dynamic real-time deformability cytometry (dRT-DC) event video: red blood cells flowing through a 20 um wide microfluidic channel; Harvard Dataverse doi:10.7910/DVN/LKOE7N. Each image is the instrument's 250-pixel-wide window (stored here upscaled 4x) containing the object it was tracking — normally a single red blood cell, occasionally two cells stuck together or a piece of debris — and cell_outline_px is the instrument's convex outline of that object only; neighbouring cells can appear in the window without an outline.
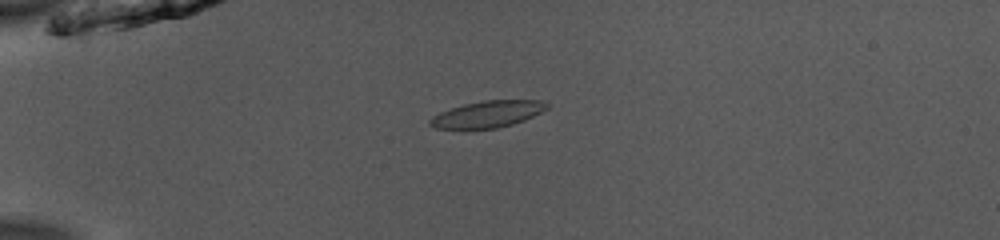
{"species": "common noctule bat (a hibernating species)", "species_latin": "Nyctalus noctula", "temperature_condition": "room temperature", "stored_images_in_passage": 43, "camera_frame_rate_fps": 3000, "um_per_image_px": 0.085, "animal": {"sex": "male", "body_mass_g": 13.0, "forearm_length_mm": 53.1}, "frame": {"image": 1, "passage_image": 5, "time_ms": 1.333, "image_size_px": [1000, 240], "cell_outline_px": [[548, 108], [524, 120], [512, 124], [496, 128], [436, 128], [428, 124], [428, 120], [432, 116], [440, 112], [464, 104], [484, 100], [540, 100], [548, 104]], "centroid_in_image_um": [41.43, 9.69], "position_along_channel_um": 43.6, "area_um2": 17.86}}
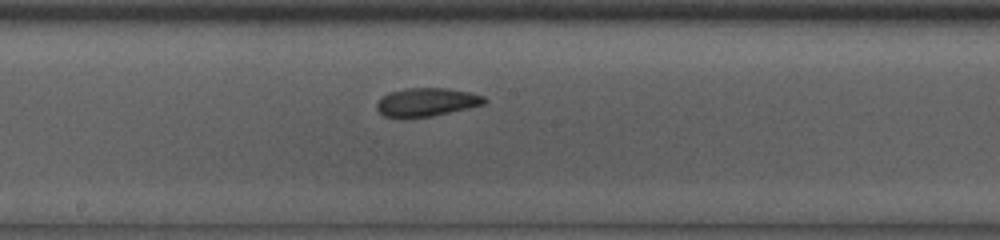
{"frame": {"image": 2, "passage_image": 20, "time_ms": 6.333, "image_size_px": [1000, 240], "cell_outline_px": [[488, 100], [484, 104], [468, 108], [432, 116], [404, 120], [384, 116], [376, 108], [376, 104], [380, 96], [388, 92], [408, 88], [444, 88], [472, 92], [484, 96]], "centroid_in_image_um": [36.21, 8.7], "position_along_channel_um": 212.0, "area_um2": 18.32}}
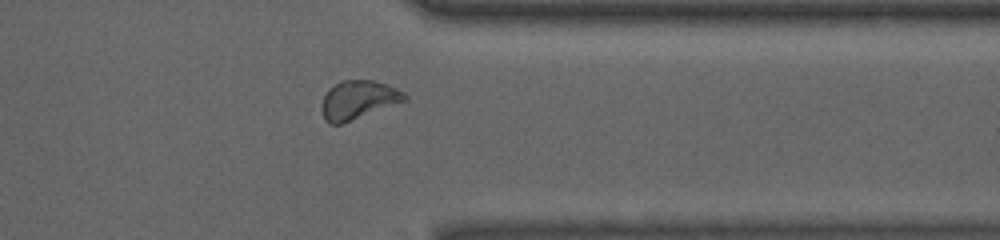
{"frame": {"image": 3, "passage_image": 33, "time_ms": 10.667, "image_size_px": [1000, 240], "cell_outline_px": [[408, 100], [340, 124], [328, 124], [324, 120], [320, 108], [324, 96], [328, 88], [340, 80], [372, 80], [396, 88], [404, 92], [408, 96]], "centroid_in_image_um": [30.42, 8.49], "position_along_channel_um": 381.0, "area_um2": 18.73}, "authors_computed_cell_mechanics": {"area_um2": 18.6116, "velocity_mm_per_s": 3.9398, "shape_relaxation_time_tau1_ms": 4.3101, "shape_relaxation_time_tau2_ms": 1.5423, "deformation_change_tau1": 0.097, "deformation_change_tau2": 0.0614}}